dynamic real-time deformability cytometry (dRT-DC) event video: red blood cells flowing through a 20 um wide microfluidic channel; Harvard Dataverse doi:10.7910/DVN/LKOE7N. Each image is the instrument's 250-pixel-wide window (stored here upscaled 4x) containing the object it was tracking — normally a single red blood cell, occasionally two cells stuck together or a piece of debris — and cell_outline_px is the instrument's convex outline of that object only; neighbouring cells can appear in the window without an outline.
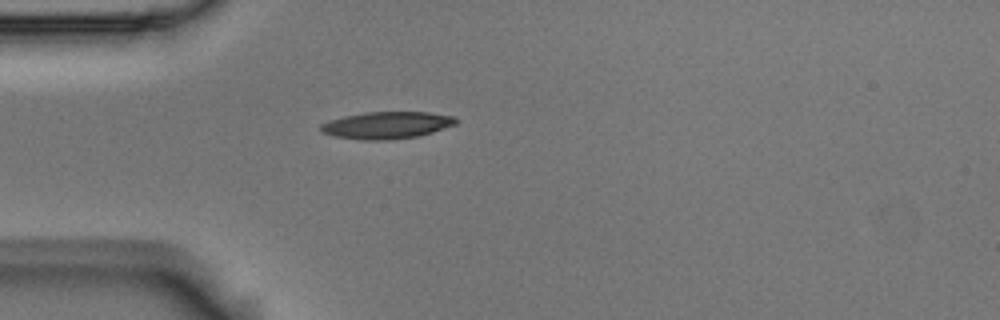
{"species": "Egyptian fruit bat (a non-hibernating species)", "species_latin": "Rousettus aegyptiacus", "temperature_condition": "room temperature", "stored_images_in_passage": 1, "camera_frame_rate_fps": 3000, "um_per_image_px": 0.085, "animal": {"sex": "male"}, "frame": {"image": 1, "passage_image": 1, "time_ms": 0.0, "image_size_px": [1000, 320], "cell_outline_px": [[460, 120], [456, 124], [432, 132], [416, 136], [388, 140], [360, 140], [336, 136], [324, 132], [320, 128], [320, 124], [328, 120], [344, 116], [364, 112], [428, 112], [452, 116]], "centroid_in_image_um": [32.88, 10.63], "position_along_channel_um": 52.1, "area_um2": 21.21}}